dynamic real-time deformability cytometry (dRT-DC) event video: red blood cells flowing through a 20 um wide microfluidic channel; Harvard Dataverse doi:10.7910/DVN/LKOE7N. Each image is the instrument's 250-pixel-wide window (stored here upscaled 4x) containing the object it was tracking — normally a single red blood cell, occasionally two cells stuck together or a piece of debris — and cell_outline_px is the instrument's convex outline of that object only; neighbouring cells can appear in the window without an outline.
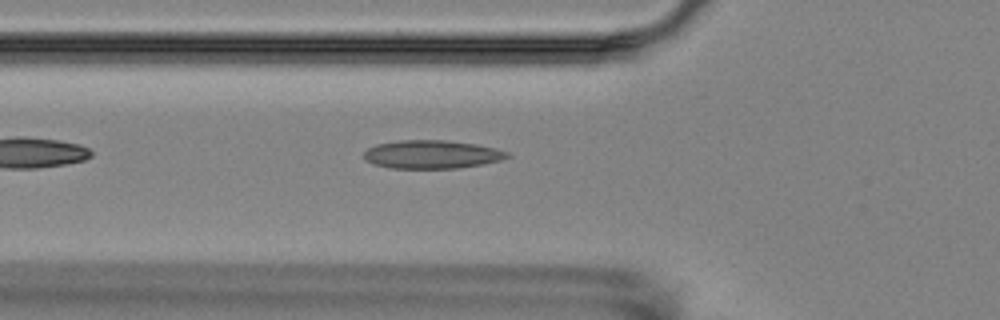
{"species": "Egyptian fruit bat (a non-hibernating species)", "species_latin": "Rousettus aegyptiacus", "temperature_condition": "room temperature", "stored_images_in_passage": 5, "camera_frame_rate_fps": 3000, "um_per_image_px": 0.085, "animal": {"sex": "female"}, "frame": {"image": 1, "passage_image": 5, "time_ms": 5.667, "image_size_px": [1000, 320], "cell_outline_px": [[512, 156], [500, 160], [480, 164], [456, 168], [388, 168], [364, 160], [364, 152], [368, 148], [376, 144], [400, 140], [444, 140], [476, 144], [496, 148], [508, 152]], "centroid_in_image_um": [36.69, 13.12], "position_along_channel_um": 89.1, "area_um2": 23.58}}